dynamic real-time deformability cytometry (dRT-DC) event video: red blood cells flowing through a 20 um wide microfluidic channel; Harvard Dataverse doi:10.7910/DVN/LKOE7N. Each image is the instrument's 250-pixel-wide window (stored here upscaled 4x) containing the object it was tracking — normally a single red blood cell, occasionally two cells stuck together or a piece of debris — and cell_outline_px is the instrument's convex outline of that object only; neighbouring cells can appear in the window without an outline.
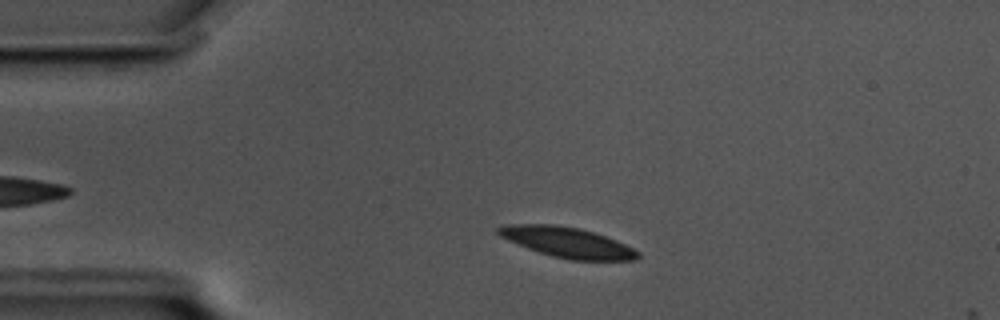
{"species": "common noctule bat (a hibernating species)", "species_latin": "Nyctalus noctula", "temperature_condition": "cold", "stored_images_in_passage": 10, "camera_frame_rate_fps": 3000, "um_per_image_px": 0.085, "animal": {"sex": "male", "body_mass_g": 17.5, "forearm_length_mm": 52.3}, "frame": {"image": 1, "passage_image": 7, "time_ms": 2.0, "image_size_px": [1000, 320], "cell_outline_px": [[640, 256], [636, 260], [568, 260], [552, 256], [528, 248], [508, 240], [500, 236], [496, 232], [496, 228], [508, 224], [552, 224], [580, 228], [616, 240], [640, 252]], "centroid_in_image_um": [48.22, 20.6], "position_along_channel_um": 36.8, "area_um2": 24.45}}